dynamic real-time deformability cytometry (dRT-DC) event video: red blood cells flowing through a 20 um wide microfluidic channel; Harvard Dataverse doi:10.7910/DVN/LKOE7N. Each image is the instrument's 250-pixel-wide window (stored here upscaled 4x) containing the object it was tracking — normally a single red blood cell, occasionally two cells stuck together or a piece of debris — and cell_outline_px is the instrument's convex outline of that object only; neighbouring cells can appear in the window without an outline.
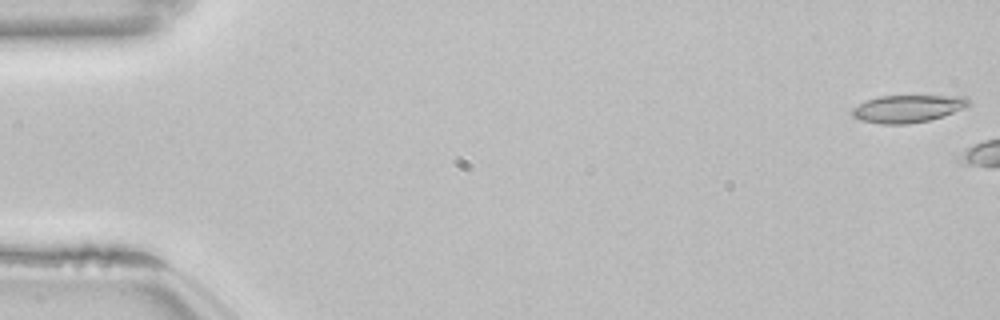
{"species": "common noctule bat (a hibernating species)", "species_latin": "Nyctalus noctula", "temperature_condition": "room temperature", "stored_images_in_passage": 6, "camera_frame_rate_fps": 3000, "um_per_image_px": 0.085, "animal": {"sex": "female", "body_mass_g": 22.7, "forearm_length_mm": 54.2}, "frame": {"image": 1, "passage_image": 1, "time_ms": 0.0, "image_size_px": [1000, 320], "cell_outline_px": [[972, 104], [964, 108], [928, 120], [904, 124], [880, 124], [860, 120], [852, 116], [848, 112], [852, 108], [876, 96], [968, 96]], "centroid_in_image_um": [77.13, 9.23], "position_along_channel_um": 7.9, "area_um2": 18.61}}